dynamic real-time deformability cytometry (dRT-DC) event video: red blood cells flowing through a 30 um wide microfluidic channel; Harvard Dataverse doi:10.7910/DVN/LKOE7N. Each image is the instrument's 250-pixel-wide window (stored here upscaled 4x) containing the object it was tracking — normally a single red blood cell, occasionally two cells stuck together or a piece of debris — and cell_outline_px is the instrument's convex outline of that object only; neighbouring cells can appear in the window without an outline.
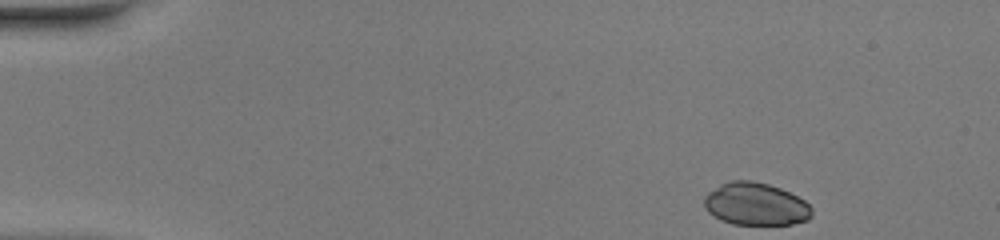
{"species": "common noctule bat (a hibernating species)", "species_latin": "Nyctalus noctula", "temperature_condition": "warm", "stored_images_in_passage": 45, "camera_frame_rate_fps": 3000, "um_per_image_px": 0.085, "animal": {"sex": "female", "body_mass_g": 20.0, "forearm_length_mm": 54.0}, "frame": {"image": 1, "passage_image": 1, "time_ms": 0.0, "image_size_px": [1000, 240], "cell_outline_px": [[812, 216], [808, 220], [792, 224], [732, 224], [720, 220], [708, 212], [704, 208], [704, 196], [708, 192], [720, 184], [728, 180], [752, 180], [768, 184], [780, 188], [804, 200], [812, 208]], "centroid_in_image_um": [64.21, 17.34], "position_along_channel_um": 20.8, "area_um2": 26.88}}
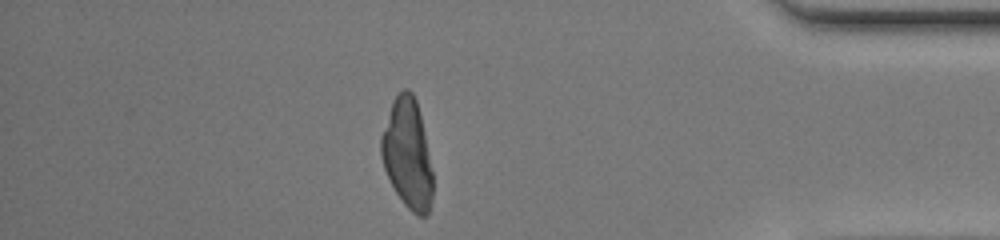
{"frame": {"image": 2, "passage_image": 39, "time_ms": 12.667, "image_size_px": [1000, 240], "cell_outline_px": [[432, 200], [428, 216], [416, 216], [404, 204], [396, 192], [384, 168], [380, 156], [380, 136], [392, 100], [404, 88], [408, 88], [412, 92], [416, 100], [420, 116], [432, 172]], "centroid_in_image_um": [34.61, 13.09], "position_along_channel_um": 400.6, "area_um2": 32.77}}